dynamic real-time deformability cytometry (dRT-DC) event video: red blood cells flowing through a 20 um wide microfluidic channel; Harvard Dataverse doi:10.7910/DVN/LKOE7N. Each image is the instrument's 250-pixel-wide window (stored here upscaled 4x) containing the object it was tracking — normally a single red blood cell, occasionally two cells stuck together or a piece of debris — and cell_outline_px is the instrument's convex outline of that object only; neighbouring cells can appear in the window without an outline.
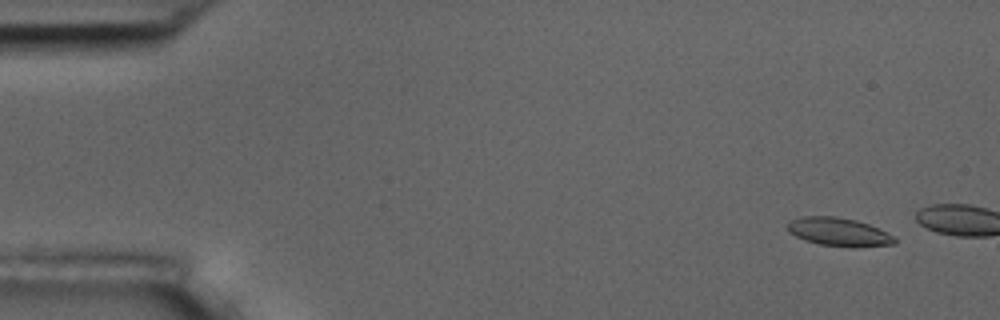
{"species": "common noctule bat (a hibernating species)", "species_latin": "Nyctalus noctula", "temperature_condition": "room temperature", "stored_images_in_passage": 4, "camera_frame_rate_fps": 3000, "um_per_image_px": 0.085, "animal": {"sex": "male", "body_mass_g": 17.5, "forearm_length_mm": 52.3}, "frame": {"image": 1, "passage_image": 2, "time_ms": 1.0, "image_size_px": [1000, 320], "cell_outline_px": [[896, 244], [852, 248], [820, 244], [804, 240], [788, 232], [788, 220], [800, 216], [836, 216], [856, 220], [868, 224], [896, 236]], "centroid_in_image_um": [71.3, 19.72], "position_along_channel_um": 13.7, "area_um2": 17.98}}